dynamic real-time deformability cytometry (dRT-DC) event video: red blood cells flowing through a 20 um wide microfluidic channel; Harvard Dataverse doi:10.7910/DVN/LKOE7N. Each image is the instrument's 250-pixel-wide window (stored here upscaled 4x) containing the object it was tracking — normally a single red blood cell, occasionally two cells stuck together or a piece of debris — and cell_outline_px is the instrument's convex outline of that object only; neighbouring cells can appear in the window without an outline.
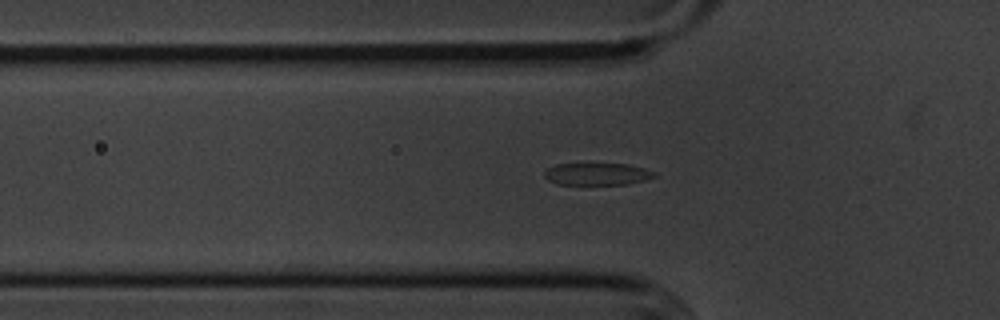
{"species": "common noctule bat (a hibernating species)", "species_latin": "Nyctalus noctula", "temperature_condition": "cold", "stored_images_in_passage": 39, "camera_frame_rate_fps": 3000, "um_per_image_px": 0.085, "animal": {"sex": "male", "body_mass_g": 20.1, "forearm_length_mm": 53.5}, "frame": {"image": 1, "passage_image": 2, "time_ms": 0.333, "image_size_px": [1000, 320], "cell_outline_px": [[656, 176], [644, 180], [628, 184], [556, 184], [548, 180], [544, 176], [544, 172], [548, 168], [556, 164], [628, 164], [644, 168], [656, 172]], "centroid_in_image_um": [50.76, 14.79], "position_along_channel_um": 75.0, "area_um2": 14.1}}
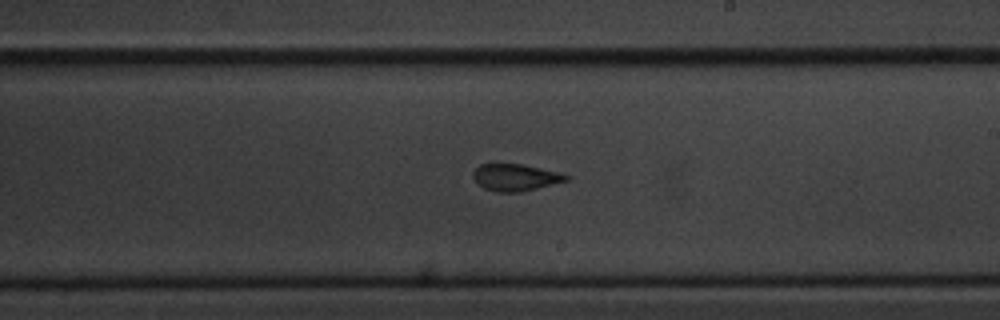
{"frame": {"image": 2, "passage_image": 16, "time_ms": 5.0, "image_size_px": [1000, 320], "cell_outline_px": [[572, 176], [568, 180], [520, 192], [496, 192], [484, 188], [472, 176], [472, 172], [480, 164], [496, 160], [524, 164], [560, 172]], "centroid_in_image_um": [43.78, 15.01], "position_along_channel_um": 245.2, "area_um2": 15.2}}
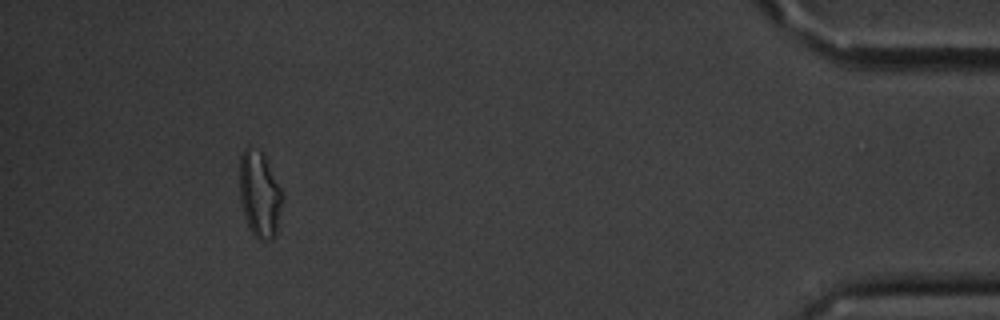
{"frame": {"image": 3, "passage_image": 35, "time_ms": 11.333, "image_size_px": [1000, 320], "cell_outline_px": [[284, 196], [276, 236], [272, 240], [260, 240], [252, 232], [244, 216], [240, 200], [240, 156], [244, 148], [248, 144], [260, 152], [264, 156]], "centroid_in_image_um": [22.07, 16.54], "position_along_channel_um": 413.1, "area_um2": 21.44}, "authors_computed_cell_mechanics": {"area_um2": 15.606, "velocity_mm_per_s": 3.6258, "shape_relaxation_time_tau1_ms": 2.7178, "shape_relaxation_time_tau2_ms": 1.5156, "deformation_change_tau1": 0.1447, "deformation_change_tau2": 0.0965}}